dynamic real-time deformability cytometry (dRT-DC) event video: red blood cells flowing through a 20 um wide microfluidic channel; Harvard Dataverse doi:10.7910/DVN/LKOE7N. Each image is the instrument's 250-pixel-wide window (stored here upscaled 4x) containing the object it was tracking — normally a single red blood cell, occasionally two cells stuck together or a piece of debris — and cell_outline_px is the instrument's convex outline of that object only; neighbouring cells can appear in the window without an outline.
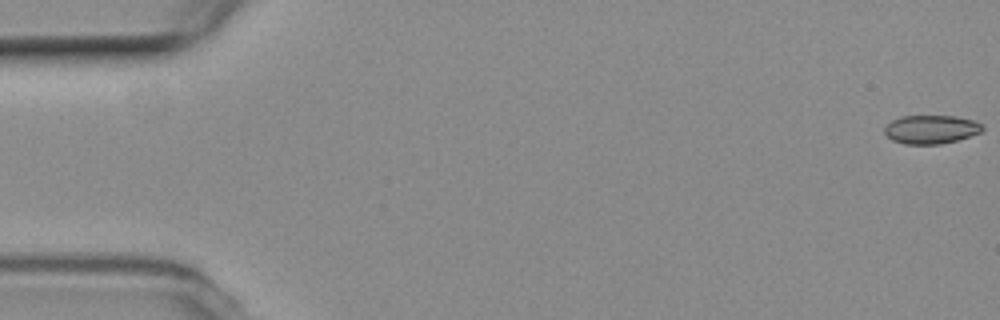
{"species": "common noctule bat (a hibernating species)", "species_latin": "Nyctalus noctula", "temperature_condition": "room temperature", "stored_images_in_passage": 15, "segment_of_instrument_passage": [1, 2], "camera_frame_rate_fps": 3000, "um_per_image_px": 0.085, "animal": {"sex": "female", "body_mass_g": 19.3, "forearm_length_mm": 54.1}, "frame": {"image": 1, "passage_image": 1, "time_ms": 0.0, "image_size_px": [1000, 320], "cell_outline_px": [[984, 128], [980, 132], [956, 140], [940, 144], [904, 144], [892, 140], [884, 132], [884, 128], [892, 120], [900, 116], [956, 116], [972, 120], [984, 124]], "centroid_in_image_um": [79.13, 10.99], "position_along_channel_um": 5.9, "area_um2": 16.24}}
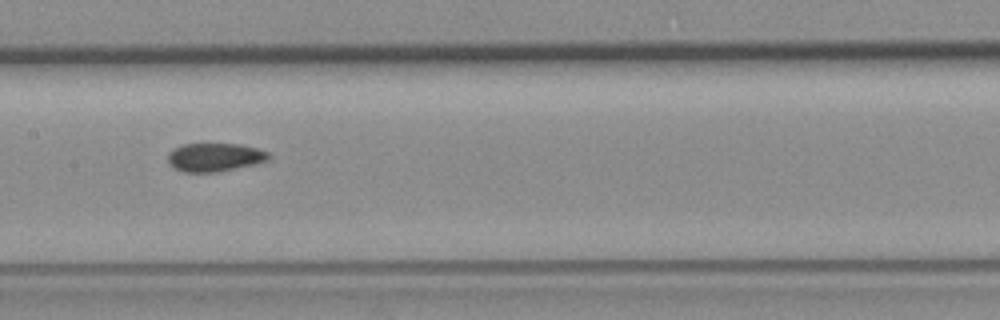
{"frame": {"image": 2, "passage_image": 8, "time_ms": 9.0, "image_size_px": [1000, 320], "cell_outline_px": [[272, 156], [268, 160], [256, 164], [216, 172], [184, 172], [172, 168], [168, 164], [168, 152], [180, 144], [240, 144], [256, 148], [268, 152]], "centroid_in_image_um": [18.23, 13.37], "position_along_channel_um": 189.2, "area_um2": 16.88}}
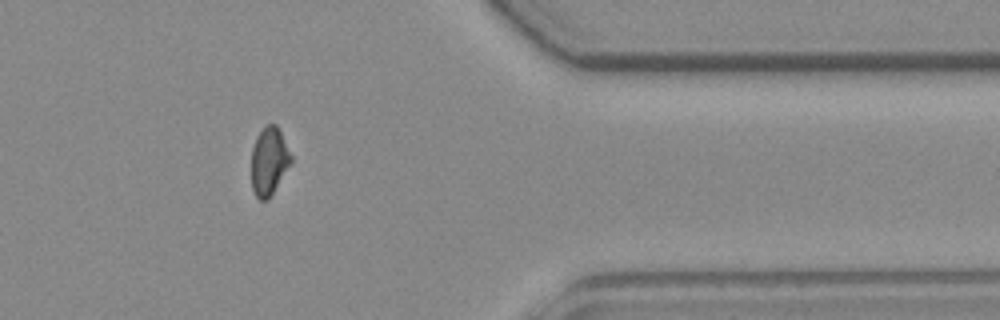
{"frame": {"image": 3, "passage_image": 13, "time_ms": 15.0, "image_size_px": [1000, 320], "cell_outline_px": [[292, 160], [268, 200], [260, 200], [256, 196], [252, 188], [252, 148], [256, 136], [268, 124], [276, 124], [292, 156]], "centroid_in_image_um": [22.85, 13.7], "position_along_channel_um": 388.5, "area_um2": 15.32}}